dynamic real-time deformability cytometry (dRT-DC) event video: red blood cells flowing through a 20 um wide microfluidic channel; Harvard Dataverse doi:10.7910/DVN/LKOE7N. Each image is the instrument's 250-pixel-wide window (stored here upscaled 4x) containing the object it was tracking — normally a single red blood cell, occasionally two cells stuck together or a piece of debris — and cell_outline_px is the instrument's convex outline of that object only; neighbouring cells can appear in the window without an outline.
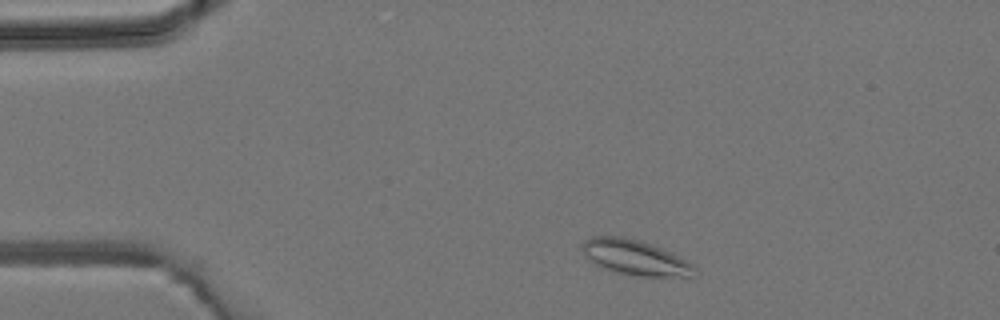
{"species": "common noctule bat (a hibernating species)", "species_latin": "Nyctalus noctula", "temperature_condition": "room temperature", "stored_images_in_passage": 2, "camera_frame_rate_fps": 3000, "um_per_image_px": 0.085, "animal": {"sex": "male", "body_mass_g": 19.2, "forearm_length_mm": 51.8}, "frame": {"image": 1, "passage_image": 1, "time_ms": 0.0, "image_size_px": [1000, 320], "cell_outline_px": [[696, 268], [692, 276], [636, 276], [616, 272], [604, 268], [596, 264], [580, 248], [580, 244], [584, 240], [592, 236], [624, 236], [640, 240], [660, 248], [692, 264]], "centroid_in_image_um": [53.93, 21.87], "position_along_channel_um": 31.1, "area_um2": 22.54}}